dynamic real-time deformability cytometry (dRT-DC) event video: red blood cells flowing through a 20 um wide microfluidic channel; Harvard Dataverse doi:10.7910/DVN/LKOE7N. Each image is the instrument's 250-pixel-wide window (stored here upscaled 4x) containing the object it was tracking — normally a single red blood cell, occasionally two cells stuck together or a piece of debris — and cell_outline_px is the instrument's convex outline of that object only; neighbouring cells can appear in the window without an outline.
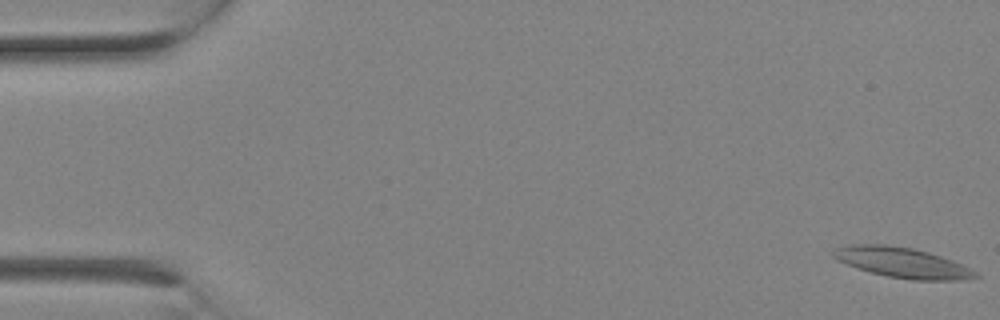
{"species": "Egyptian fruit bat (a non-hibernating species)", "species_latin": "Rousettus aegyptiacus", "temperature_condition": "room temperature", "stored_images_in_passage": 3, "camera_frame_rate_fps": 3000, "um_per_image_px": 0.085, "animal": {"sex": "female"}, "frame": {"image": 1, "passage_image": 1, "time_ms": 0.0, "image_size_px": [1000, 320], "cell_outline_px": [[980, 276], [964, 280], [912, 280], [888, 276], [872, 272], [836, 260], [832, 256], [832, 252], [836, 248], [852, 244], [884, 244], [912, 248], [928, 252], [952, 260], [972, 268], [980, 272]], "centroid_in_image_um": [76.76, 22.32], "position_along_channel_um": 8.2, "area_um2": 24.97}}
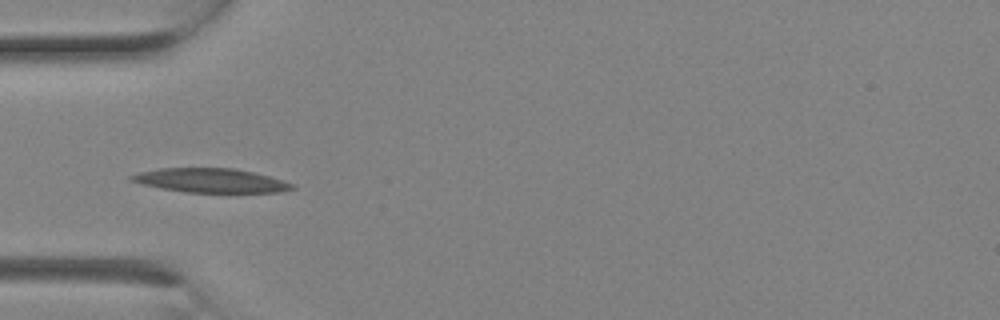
{"frame": {"image": 2, "passage_image": 3, "time_ms": 0.667, "image_size_px": [1000, 320], "cell_outline_px": [[296, 188], [280, 192], [184, 192], [160, 188], [140, 184], [128, 180], [128, 176], [140, 172], [160, 168], [236, 168], [284, 180], [296, 184]], "centroid_in_image_um": [17.9, 15.34], "position_along_channel_um": 67.1, "area_um2": 22.72}}